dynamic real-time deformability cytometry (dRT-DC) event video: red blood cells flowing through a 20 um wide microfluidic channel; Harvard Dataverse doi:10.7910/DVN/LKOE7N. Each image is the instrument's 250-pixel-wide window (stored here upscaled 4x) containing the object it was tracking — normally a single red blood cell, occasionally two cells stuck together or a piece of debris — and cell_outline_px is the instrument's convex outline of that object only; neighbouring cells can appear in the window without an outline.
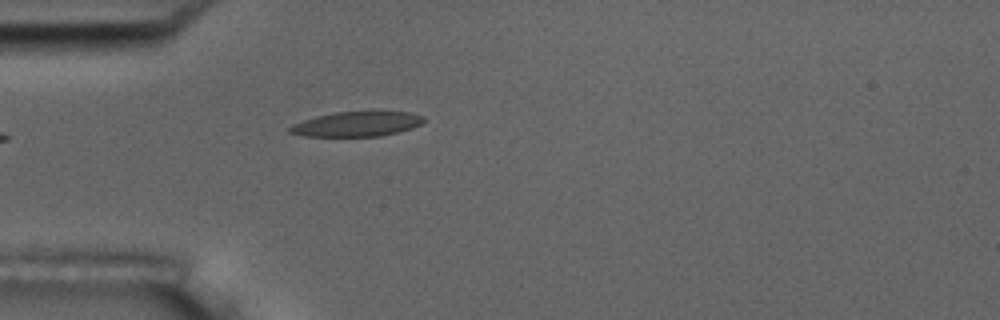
{"species": "common noctule bat (a hibernating species)", "species_latin": "Nyctalus noctula", "temperature_condition": "room temperature", "stored_images_in_passage": 1, "camera_frame_rate_fps": 3000, "um_per_image_px": 0.085, "animal": {"sex": "male", "body_mass_g": 17.5, "forearm_length_mm": 52.3}, "frame": {"image": 1, "passage_image": 1, "time_ms": 0.0, "image_size_px": [1000, 320], "cell_outline_px": [[424, 120], [420, 124], [412, 128], [380, 136], [304, 136], [288, 132], [288, 128], [292, 124], [316, 116], [336, 112], [412, 112], [424, 116]], "centroid_in_image_um": [30.31, 10.54], "position_along_channel_um": 54.7, "area_um2": 19.19}}